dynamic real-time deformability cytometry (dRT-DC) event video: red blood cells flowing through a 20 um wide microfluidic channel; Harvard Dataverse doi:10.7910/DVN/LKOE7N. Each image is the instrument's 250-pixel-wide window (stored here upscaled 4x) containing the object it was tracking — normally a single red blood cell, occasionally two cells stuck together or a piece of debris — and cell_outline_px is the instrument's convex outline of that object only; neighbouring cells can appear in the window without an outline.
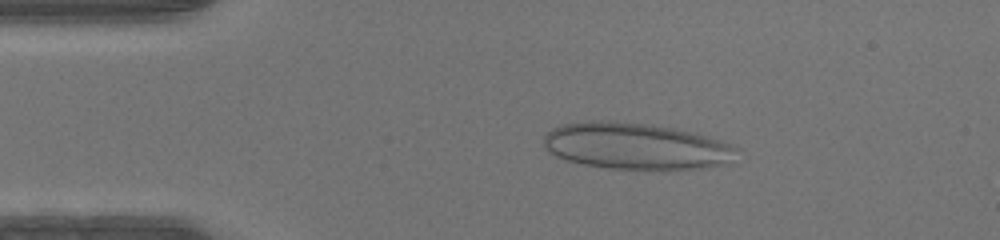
{"species": "human", "species_latin": "Homo sapiens", "temperature_condition": "warm", "stored_images_in_passage": 45, "camera_frame_rate_fps": 3000, "um_per_image_px": 0.085, "donor": {"sex": "male"}, "frame": {"image": 1, "passage_image": 8, "time_ms": 2.333, "image_size_px": [1000, 240], "cell_outline_px": [[740, 148], [728, 164], [708, 168], [608, 168], [584, 164], [568, 160], [556, 156], [548, 152], [544, 148], [544, 136], [552, 128], [564, 124], [588, 120], [612, 120], [652, 124], [692, 132], [708, 136], [732, 144]], "centroid_in_image_um": [54.06, 12.4], "position_along_channel_um": 30.9, "area_um2": 52.37}}
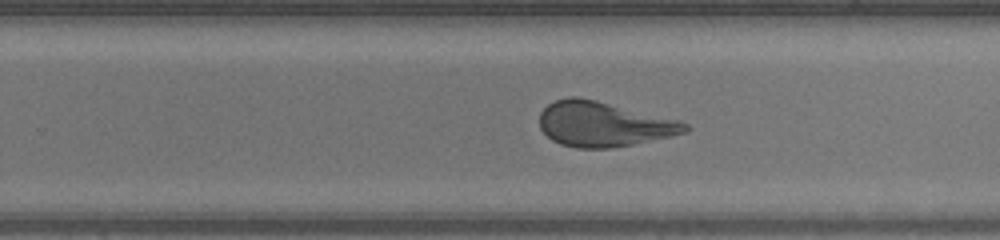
{"frame": {"image": 2, "passage_image": 28, "time_ms": 9.0, "image_size_px": [1000, 240], "cell_outline_px": [[692, 128], [684, 132], [668, 136], [632, 144], [612, 148], [576, 148], [560, 144], [552, 140], [540, 128], [540, 112], [548, 104], [556, 100], [568, 96], [576, 96], [596, 100], [680, 120], [688, 124]], "centroid_in_image_um": [51.28, 10.54], "position_along_channel_um": 278.5, "area_um2": 37.92}}
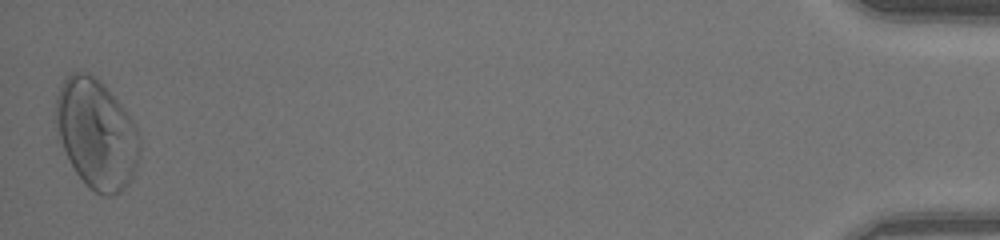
{"frame": {"image": 3, "passage_image": 45, "time_ms": 14.667, "image_size_px": [1000, 240], "cell_outline_px": [[140, 148], [136, 168], [128, 184], [120, 192], [112, 196], [100, 196], [88, 188], [76, 172], [68, 160], [60, 140], [56, 128], [56, 96], [64, 80], [72, 72], [88, 72], [96, 76], [104, 84], [124, 108], [132, 120], [136, 128], [140, 140]], "centroid_in_image_um": [8.2, 11.39], "position_along_channel_um": 427.0, "area_um2": 53.58}}